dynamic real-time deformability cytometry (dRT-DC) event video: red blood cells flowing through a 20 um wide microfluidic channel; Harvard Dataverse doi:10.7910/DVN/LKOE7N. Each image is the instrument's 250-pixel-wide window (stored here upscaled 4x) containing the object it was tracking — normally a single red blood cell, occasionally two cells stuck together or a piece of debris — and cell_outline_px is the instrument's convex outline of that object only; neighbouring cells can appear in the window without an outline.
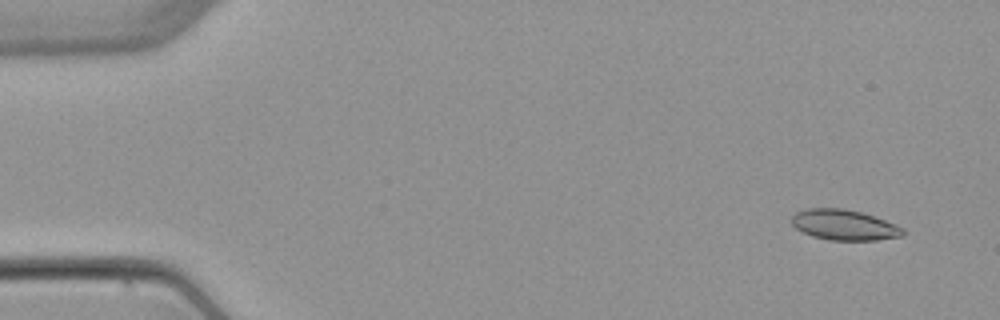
{"species": "common noctule bat (a hibernating species)", "species_latin": "Nyctalus noctula", "temperature_condition": "warm", "stored_images_in_passage": 4, "camera_frame_rate_fps": 3000, "um_per_image_px": 0.085, "animal": {"sex": "female", "body_mass_g": 22.7, "forearm_length_mm": 54.2}, "frame": {"image": 1, "passage_image": 1, "time_ms": 0.0, "image_size_px": [1000, 320], "cell_outline_px": [[904, 236], [876, 240], [828, 240], [812, 236], [796, 228], [792, 224], [792, 216], [796, 212], [804, 208], [844, 208], [860, 212], [896, 224], [904, 228]], "centroid_in_image_um": [71.75, 19.12], "position_along_channel_um": 13.2, "area_um2": 19.77}}
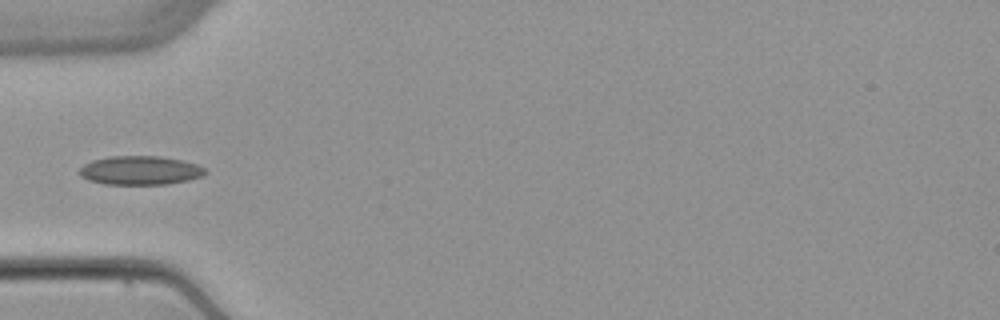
{"frame": {"image": 2, "passage_image": 4, "time_ms": 4.667, "image_size_px": [1000, 320], "cell_outline_px": [[208, 172], [204, 176], [188, 180], [168, 184], [104, 184], [88, 180], [80, 176], [76, 172], [84, 164], [92, 160], [108, 156], [160, 156], [184, 160], [196, 164], [204, 168]], "centroid_in_image_um": [11.9, 14.48], "position_along_channel_um": 73.1, "area_um2": 21.44}}